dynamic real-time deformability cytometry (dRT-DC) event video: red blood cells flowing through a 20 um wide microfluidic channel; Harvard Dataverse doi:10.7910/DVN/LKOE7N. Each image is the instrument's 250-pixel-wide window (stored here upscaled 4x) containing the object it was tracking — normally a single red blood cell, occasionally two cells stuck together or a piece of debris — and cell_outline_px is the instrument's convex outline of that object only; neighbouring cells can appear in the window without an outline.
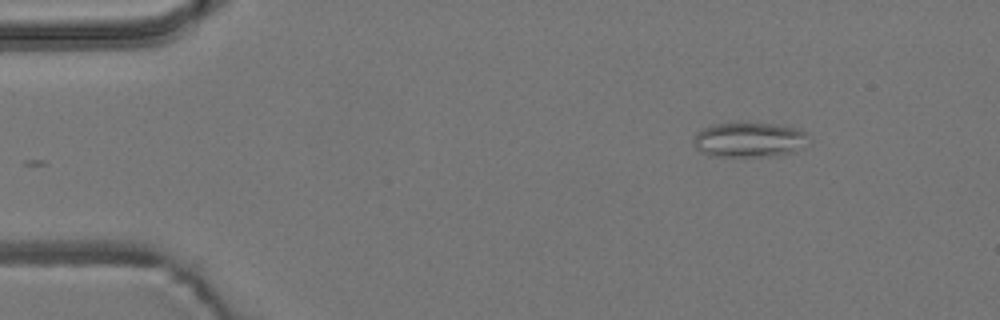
{"species": "common noctule bat (a hibernating species)", "species_latin": "Nyctalus noctula", "temperature_condition": "room temperature", "stored_images_in_passage": 4, "camera_frame_rate_fps": 3000, "um_per_image_px": 0.085, "animal": {"sex": "male", "body_mass_g": 19.2, "forearm_length_mm": 51.8}, "frame": {"image": 1, "passage_image": 1, "time_ms": 0.0, "image_size_px": [1000, 320], "cell_outline_px": [[808, 136], [796, 152], [776, 156], [708, 156], [696, 148], [696, 132], [712, 124], [748, 120], [776, 124], [800, 128]], "centroid_in_image_um": [63.68, 11.84], "position_along_channel_um": 21.3, "area_um2": 23.87}}